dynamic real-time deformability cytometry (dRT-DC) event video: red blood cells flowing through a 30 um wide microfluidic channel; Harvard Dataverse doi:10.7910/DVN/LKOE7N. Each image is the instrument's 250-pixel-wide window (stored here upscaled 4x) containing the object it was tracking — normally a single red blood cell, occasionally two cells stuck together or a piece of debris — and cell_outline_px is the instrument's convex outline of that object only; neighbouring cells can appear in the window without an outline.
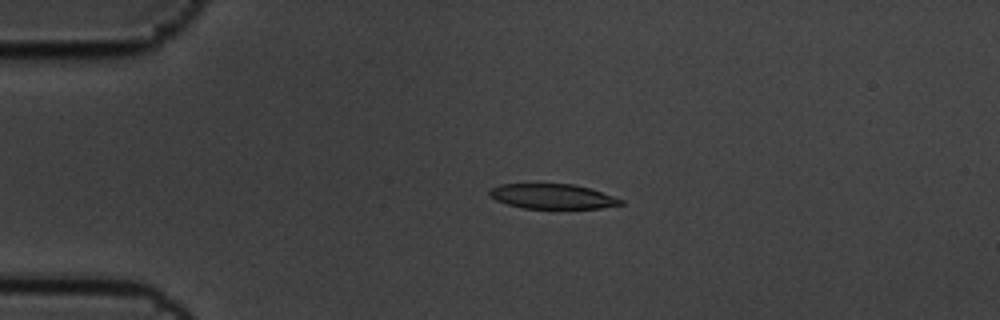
{"species": "common noctule bat (a hibernating species)", "species_latin": "Nyctalus noctula", "temperature_condition": "cold", "stored_images_in_passage": 5, "camera_frame_rate_fps": 3000, "um_per_image_px": 0.085, "animal": {"sex": "male", "body_mass_g": 19.5, "forearm_length_mm": 54.6}, "frame": {"image": 1, "passage_image": 4, "time_ms": 1.0, "image_size_px": [1000, 320], "cell_outline_px": [[624, 204], [600, 208], [520, 208], [496, 200], [488, 196], [488, 192], [492, 188], [500, 184], [572, 184], [588, 188], [624, 200]], "centroid_in_image_um": [46.92, 16.69], "position_along_channel_um": 38.1, "area_um2": 18.84}}